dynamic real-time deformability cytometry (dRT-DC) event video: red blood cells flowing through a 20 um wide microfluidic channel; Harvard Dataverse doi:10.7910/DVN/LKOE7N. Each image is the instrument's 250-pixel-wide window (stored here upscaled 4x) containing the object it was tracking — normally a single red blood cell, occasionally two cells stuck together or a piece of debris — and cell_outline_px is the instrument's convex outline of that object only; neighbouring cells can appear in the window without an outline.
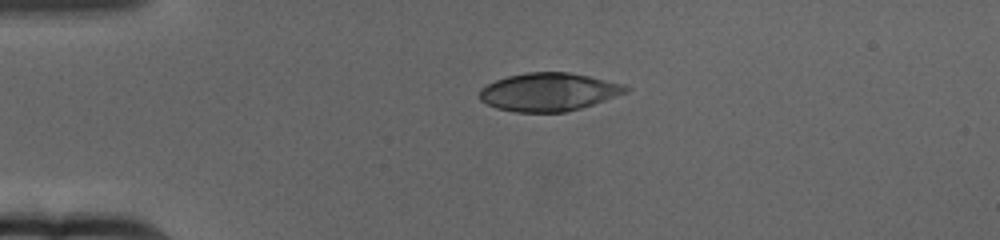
{"species": "human", "species_latin": "Homo sapiens", "temperature_condition": "cold", "stored_images_in_passage": 42, "camera_frame_rate_fps": 3000, "um_per_image_px": 0.085, "donor": {"sex": "female"}, "frame": {"image": 1, "passage_image": 1, "time_ms": 0.0, "image_size_px": [1000, 240], "cell_outline_px": [[632, 88], [628, 92], [580, 108], [564, 112], [516, 112], [496, 108], [480, 100], [480, 88], [496, 80], [508, 76], [524, 72], [568, 72], [588, 76], [624, 84]], "centroid_in_image_um": [46.64, 7.81], "position_along_channel_um": 38.4, "area_um2": 32.37}}
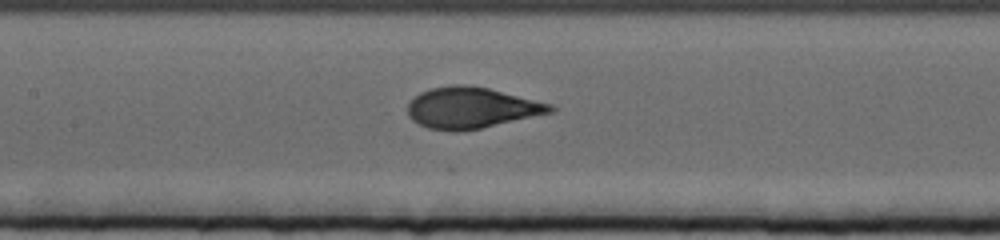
{"frame": {"image": 2, "passage_image": 17, "time_ms": 5.333, "image_size_px": [1000, 240], "cell_outline_px": [[556, 108], [552, 112], [480, 128], [456, 132], [452, 132], [428, 128], [412, 120], [408, 116], [408, 104], [420, 92], [432, 88], [456, 84], [464, 84], [488, 88], [552, 104]], "centroid_in_image_um": [40.04, 9.17], "position_along_channel_um": 167.4, "area_um2": 33.81}}
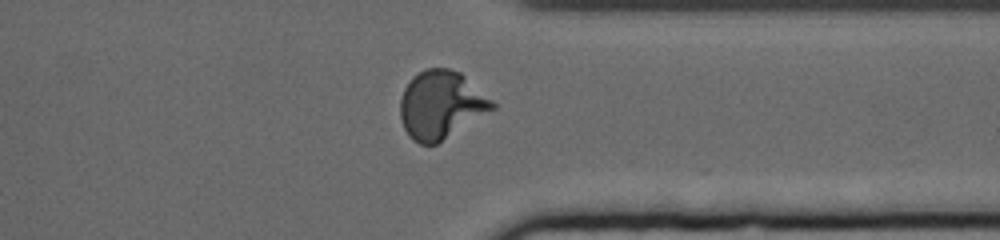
{"frame": {"image": 3, "passage_image": 37, "time_ms": 12.0, "image_size_px": [1000, 240], "cell_outline_px": [[496, 108], [436, 144], [420, 144], [412, 140], [408, 136], [404, 128], [400, 116], [400, 100], [404, 88], [412, 76], [428, 68], [448, 68], [460, 72], [492, 100], [496, 104]], "centroid_in_image_um": [37.46, 8.91], "position_along_channel_um": 373.9, "area_um2": 36.3}, "authors_computed_cell_mechanics": {"area_um2": 34.4777, "velocity_mm_per_s": 3.1215, "shape_relaxation_time_tau1_ms": 5.3346, "shape_relaxation_time_tau2_ms": null, "deformation_change_tau1": 0.2262, "deformation_change_tau2": null}}